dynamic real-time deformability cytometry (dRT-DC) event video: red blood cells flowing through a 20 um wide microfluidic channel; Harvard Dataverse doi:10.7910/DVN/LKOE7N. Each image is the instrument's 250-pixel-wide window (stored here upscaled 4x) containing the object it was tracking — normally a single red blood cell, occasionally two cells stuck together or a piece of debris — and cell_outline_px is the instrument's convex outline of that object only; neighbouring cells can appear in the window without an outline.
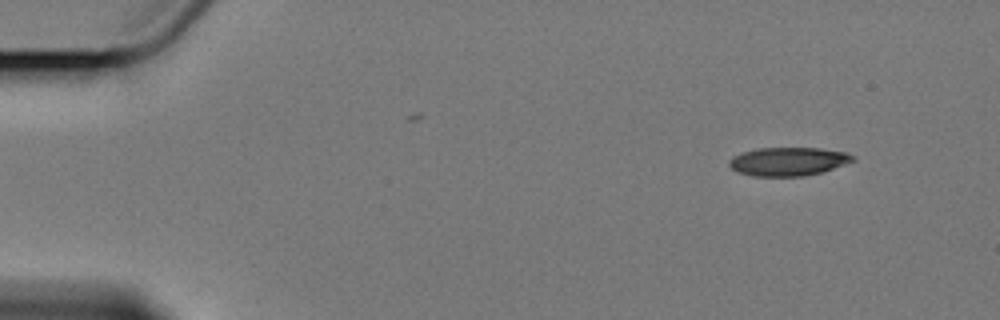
{"species": "Egyptian fruit bat (a non-hibernating species)", "species_latin": "Rousettus aegyptiacus", "temperature_condition": "cold", "stored_images_in_passage": 10, "camera_frame_rate_fps": 3000, "um_per_image_px": 0.085, "animal": {"sex": "female"}, "frame": {"image": 1, "passage_image": 1, "time_ms": 0.0, "image_size_px": [1000, 320], "cell_outline_px": [[856, 160], [824, 172], [804, 176], [752, 176], [736, 172], [728, 164], [728, 160], [732, 156], [756, 148], [820, 148], [848, 152], [856, 156]], "centroid_in_image_um": [67.03, 13.72], "position_along_channel_um": 18.0, "area_um2": 20.87}}
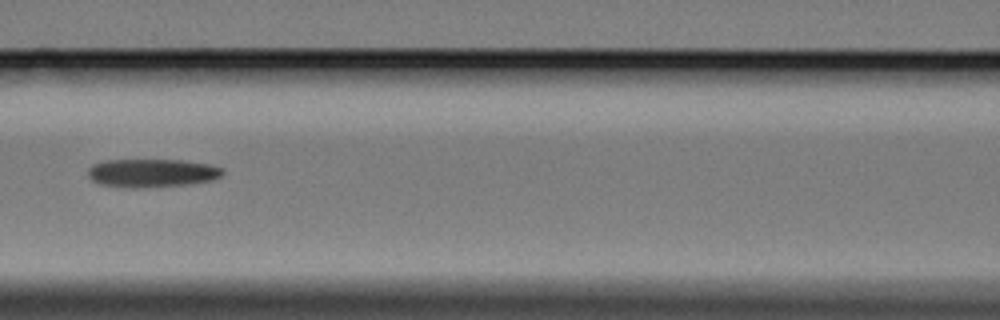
{"frame": {"image": 2, "passage_image": 6, "time_ms": 7.0, "image_size_px": [1000, 320], "cell_outline_px": [[224, 172], [220, 176], [212, 180], [184, 184], [100, 184], [92, 180], [88, 176], [88, 168], [92, 164], [104, 160], [180, 160], [208, 164], [224, 168]], "centroid_in_image_um": [12.94, 14.63], "position_along_channel_um": 153.7, "area_um2": 20.81}}
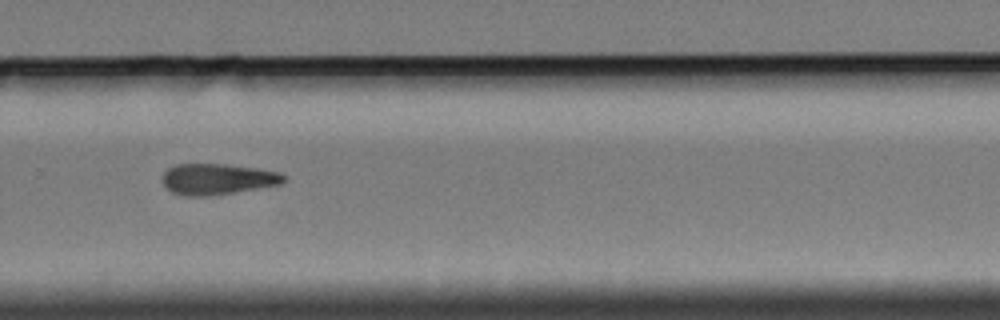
{"frame": {"image": 3, "passage_image": 10, "time_ms": 11.667, "image_size_px": [1000, 320], "cell_outline_px": [[288, 180], [280, 184], [208, 196], [188, 196], [172, 192], [164, 184], [164, 172], [168, 168], [176, 164], [224, 164], [256, 168], [280, 172], [288, 176]], "centroid_in_image_um": [18.53, 15.21], "position_along_channel_um": 311.3, "area_um2": 21.68}}